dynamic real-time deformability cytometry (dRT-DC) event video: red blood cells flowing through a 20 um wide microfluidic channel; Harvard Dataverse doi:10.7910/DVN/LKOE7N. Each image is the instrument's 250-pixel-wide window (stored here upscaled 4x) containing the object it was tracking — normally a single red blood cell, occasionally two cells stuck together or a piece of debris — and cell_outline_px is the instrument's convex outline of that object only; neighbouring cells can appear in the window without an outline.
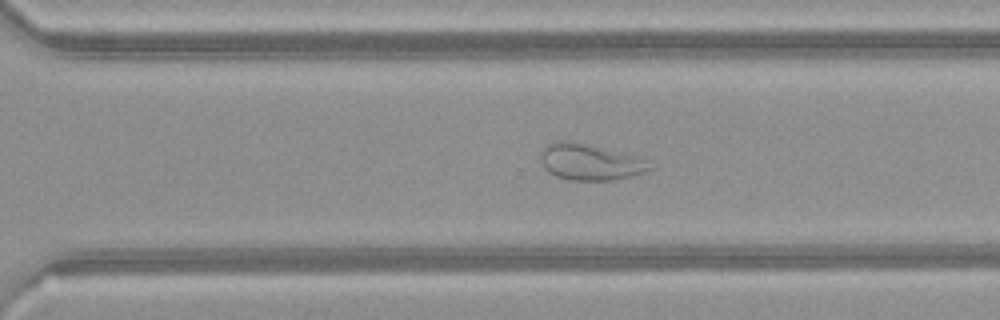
{"species": "common noctule bat (a hibernating species)", "species_latin": "Nyctalus noctula", "temperature_condition": "warm", "stored_images_in_passage": 52, "segment_of_instrument_passage": [1, 2], "camera_frame_rate_fps": 3000, "um_per_image_px": 0.085, "animal": {"sex": "female", "body_mass_g": 21.9}, "frame": {"image": 1, "passage_image": 36, "time_ms": 11.667, "image_size_px": [1000, 320], "cell_outline_px": [[656, 168], [644, 172], [612, 180], [568, 180], [556, 176], [548, 172], [544, 168], [540, 160], [540, 152], [544, 144], [556, 140], [568, 140], [640, 156]], "centroid_in_image_um": [50.11, 13.75], "position_along_channel_um": 320.5, "area_um2": 23.35}}
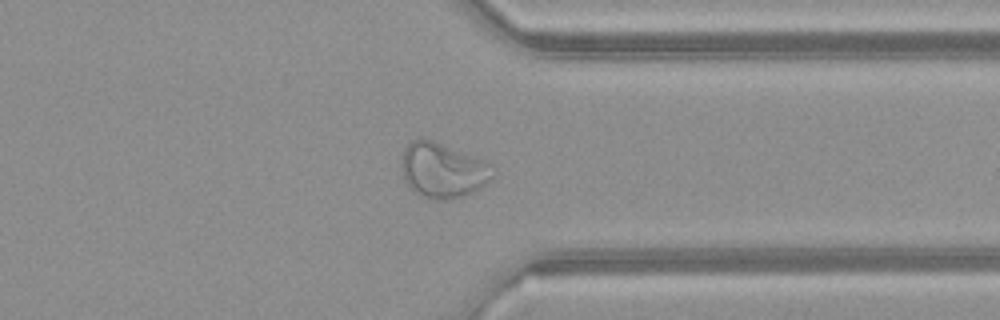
{"frame": {"image": 2, "passage_image": 40, "time_ms": 13.0, "image_size_px": [1000, 320], "cell_outline_px": [[496, 176], [480, 188], [464, 196], [436, 200], [424, 196], [416, 192], [404, 180], [400, 164], [400, 156], [404, 148], [412, 140], [432, 140], [492, 164], [496, 172]], "centroid_in_image_um": [37.64, 14.48], "position_along_channel_um": 373.8, "area_um2": 29.07}}
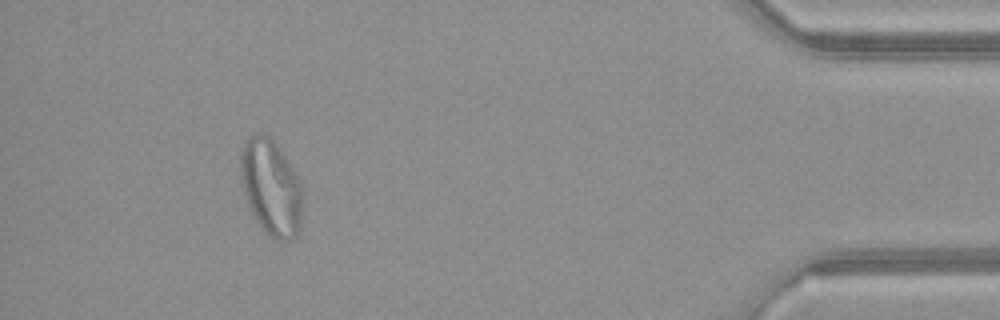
{"frame": {"image": 3, "passage_image": 47, "time_ms": 15.333, "image_size_px": [1000, 320], "cell_outline_px": [[300, 228], [292, 240], [276, 240], [264, 232], [256, 220], [248, 204], [240, 180], [240, 148], [248, 136], [260, 132], [268, 136], [280, 148], [300, 180]], "centroid_in_image_um": [22.99, 15.9], "position_along_channel_um": 412.2, "area_um2": 34.56}}